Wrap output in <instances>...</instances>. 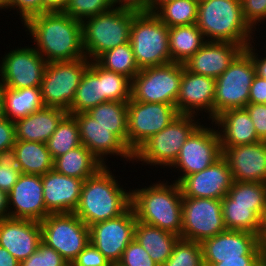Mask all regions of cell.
<instances>
[{"mask_svg":"<svg viewBox=\"0 0 266 266\" xmlns=\"http://www.w3.org/2000/svg\"><path fill=\"white\" fill-rule=\"evenodd\" d=\"M34 39L36 51L50 62L85 58L82 23L60 11L44 12L29 18L24 26Z\"/></svg>","mask_w":266,"mask_h":266,"instance_id":"obj_1","label":"cell"},{"mask_svg":"<svg viewBox=\"0 0 266 266\" xmlns=\"http://www.w3.org/2000/svg\"><path fill=\"white\" fill-rule=\"evenodd\" d=\"M116 178L106 165L83 181L79 204L74 213L88 227L117 218L131 207V190L120 186Z\"/></svg>","mask_w":266,"mask_h":266,"instance_id":"obj_2","label":"cell"},{"mask_svg":"<svg viewBox=\"0 0 266 266\" xmlns=\"http://www.w3.org/2000/svg\"><path fill=\"white\" fill-rule=\"evenodd\" d=\"M148 186L131 189V207L136 219L181 236L182 194L179 184L160 179Z\"/></svg>","mask_w":266,"mask_h":266,"instance_id":"obj_3","label":"cell"},{"mask_svg":"<svg viewBox=\"0 0 266 266\" xmlns=\"http://www.w3.org/2000/svg\"><path fill=\"white\" fill-rule=\"evenodd\" d=\"M196 25L206 41L231 42L244 48L256 43L240 0H200Z\"/></svg>","mask_w":266,"mask_h":266,"instance_id":"obj_4","label":"cell"},{"mask_svg":"<svg viewBox=\"0 0 266 266\" xmlns=\"http://www.w3.org/2000/svg\"><path fill=\"white\" fill-rule=\"evenodd\" d=\"M137 11L113 7L83 20L82 36L85 57L95 61L112 48L128 43L131 25Z\"/></svg>","mask_w":266,"mask_h":266,"instance_id":"obj_5","label":"cell"},{"mask_svg":"<svg viewBox=\"0 0 266 266\" xmlns=\"http://www.w3.org/2000/svg\"><path fill=\"white\" fill-rule=\"evenodd\" d=\"M129 41L140 70L171 63L169 27L153 12L134 16Z\"/></svg>","mask_w":266,"mask_h":266,"instance_id":"obj_6","label":"cell"},{"mask_svg":"<svg viewBox=\"0 0 266 266\" xmlns=\"http://www.w3.org/2000/svg\"><path fill=\"white\" fill-rule=\"evenodd\" d=\"M194 115L179 114L168 126L142 144L134 153L133 161L170 167L191 133L201 124ZM157 165V166H156Z\"/></svg>","mask_w":266,"mask_h":266,"instance_id":"obj_7","label":"cell"},{"mask_svg":"<svg viewBox=\"0 0 266 266\" xmlns=\"http://www.w3.org/2000/svg\"><path fill=\"white\" fill-rule=\"evenodd\" d=\"M255 76L252 56L244 49L215 79L214 118L228 109L245 108Z\"/></svg>","mask_w":266,"mask_h":266,"instance_id":"obj_8","label":"cell"},{"mask_svg":"<svg viewBox=\"0 0 266 266\" xmlns=\"http://www.w3.org/2000/svg\"><path fill=\"white\" fill-rule=\"evenodd\" d=\"M90 61L85 57L74 61L47 63L40 85L44 106L69 112Z\"/></svg>","mask_w":266,"mask_h":266,"instance_id":"obj_9","label":"cell"},{"mask_svg":"<svg viewBox=\"0 0 266 266\" xmlns=\"http://www.w3.org/2000/svg\"><path fill=\"white\" fill-rule=\"evenodd\" d=\"M42 242L57 251L69 265L89 244V227L75 213L49 214L41 222Z\"/></svg>","mask_w":266,"mask_h":266,"instance_id":"obj_10","label":"cell"},{"mask_svg":"<svg viewBox=\"0 0 266 266\" xmlns=\"http://www.w3.org/2000/svg\"><path fill=\"white\" fill-rule=\"evenodd\" d=\"M182 78V64L141 69L131 80V99L138 102L165 103L176 107Z\"/></svg>","mask_w":266,"mask_h":266,"instance_id":"obj_11","label":"cell"},{"mask_svg":"<svg viewBox=\"0 0 266 266\" xmlns=\"http://www.w3.org/2000/svg\"><path fill=\"white\" fill-rule=\"evenodd\" d=\"M226 230L221 200L182 197L180 238L202 243Z\"/></svg>","mask_w":266,"mask_h":266,"instance_id":"obj_12","label":"cell"},{"mask_svg":"<svg viewBox=\"0 0 266 266\" xmlns=\"http://www.w3.org/2000/svg\"><path fill=\"white\" fill-rule=\"evenodd\" d=\"M128 148L134 153L142 144L168 126L179 114L175 106L165 103L127 102Z\"/></svg>","mask_w":266,"mask_h":266,"instance_id":"obj_13","label":"cell"},{"mask_svg":"<svg viewBox=\"0 0 266 266\" xmlns=\"http://www.w3.org/2000/svg\"><path fill=\"white\" fill-rule=\"evenodd\" d=\"M211 123L212 128L200 124L187 138L177 159L169 167L182 172L174 182L178 183L185 176L205 170L222 156L219 134Z\"/></svg>","mask_w":266,"mask_h":266,"instance_id":"obj_14","label":"cell"},{"mask_svg":"<svg viewBox=\"0 0 266 266\" xmlns=\"http://www.w3.org/2000/svg\"><path fill=\"white\" fill-rule=\"evenodd\" d=\"M1 59L0 84L3 88L40 87L47 62L34 47L20 46L5 53Z\"/></svg>","mask_w":266,"mask_h":266,"instance_id":"obj_15","label":"cell"},{"mask_svg":"<svg viewBox=\"0 0 266 266\" xmlns=\"http://www.w3.org/2000/svg\"><path fill=\"white\" fill-rule=\"evenodd\" d=\"M137 219L132 207L117 218L89 226L90 242L106 257L111 265L118 264L124 250L134 239Z\"/></svg>","mask_w":266,"mask_h":266,"instance_id":"obj_16","label":"cell"},{"mask_svg":"<svg viewBox=\"0 0 266 266\" xmlns=\"http://www.w3.org/2000/svg\"><path fill=\"white\" fill-rule=\"evenodd\" d=\"M215 88L214 78L192 73L182 64V78L176 99L178 114L197 117L200 113L203 115V112H206L209 115L207 119L212 121L214 119Z\"/></svg>","mask_w":266,"mask_h":266,"instance_id":"obj_17","label":"cell"},{"mask_svg":"<svg viewBox=\"0 0 266 266\" xmlns=\"http://www.w3.org/2000/svg\"><path fill=\"white\" fill-rule=\"evenodd\" d=\"M80 133L81 143L100 161L103 166L107 164V155H116L129 163L133 161V153L128 146L111 129L103 127L86 112L73 114Z\"/></svg>","mask_w":266,"mask_h":266,"instance_id":"obj_18","label":"cell"},{"mask_svg":"<svg viewBox=\"0 0 266 266\" xmlns=\"http://www.w3.org/2000/svg\"><path fill=\"white\" fill-rule=\"evenodd\" d=\"M203 263H219V259H242V256H266L258 244L257 234L226 230L201 243Z\"/></svg>","mask_w":266,"mask_h":266,"instance_id":"obj_19","label":"cell"},{"mask_svg":"<svg viewBox=\"0 0 266 266\" xmlns=\"http://www.w3.org/2000/svg\"><path fill=\"white\" fill-rule=\"evenodd\" d=\"M228 162L221 156L203 171L183 177L179 182L182 197L221 200L232 187Z\"/></svg>","mask_w":266,"mask_h":266,"instance_id":"obj_20","label":"cell"},{"mask_svg":"<svg viewBox=\"0 0 266 266\" xmlns=\"http://www.w3.org/2000/svg\"><path fill=\"white\" fill-rule=\"evenodd\" d=\"M8 207L9 217L15 219L41 222L49 215L43 199L42 175L21 173L8 193Z\"/></svg>","mask_w":266,"mask_h":266,"instance_id":"obj_21","label":"cell"},{"mask_svg":"<svg viewBox=\"0 0 266 266\" xmlns=\"http://www.w3.org/2000/svg\"><path fill=\"white\" fill-rule=\"evenodd\" d=\"M233 181L266 183V141L221 147Z\"/></svg>","mask_w":266,"mask_h":266,"instance_id":"obj_22","label":"cell"},{"mask_svg":"<svg viewBox=\"0 0 266 266\" xmlns=\"http://www.w3.org/2000/svg\"><path fill=\"white\" fill-rule=\"evenodd\" d=\"M41 242L40 222L10 217L0 221V246L19 262L32 255Z\"/></svg>","mask_w":266,"mask_h":266,"instance_id":"obj_23","label":"cell"},{"mask_svg":"<svg viewBox=\"0 0 266 266\" xmlns=\"http://www.w3.org/2000/svg\"><path fill=\"white\" fill-rule=\"evenodd\" d=\"M83 181L60 174L54 169L42 175L46 210L50 214L74 213L79 204Z\"/></svg>","mask_w":266,"mask_h":266,"instance_id":"obj_24","label":"cell"},{"mask_svg":"<svg viewBox=\"0 0 266 266\" xmlns=\"http://www.w3.org/2000/svg\"><path fill=\"white\" fill-rule=\"evenodd\" d=\"M244 49L231 42L206 41L184 67L192 73L216 79Z\"/></svg>","mask_w":266,"mask_h":266,"instance_id":"obj_25","label":"cell"},{"mask_svg":"<svg viewBox=\"0 0 266 266\" xmlns=\"http://www.w3.org/2000/svg\"><path fill=\"white\" fill-rule=\"evenodd\" d=\"M212 122L214 126H218L221 147H235L261 141L245 108L223 111Z\"/></svg>","mask_w":266,"mask_h":266,"instance_id":"obj_26","label":"cell"},{"mask_svg":"<svg viewBox=\"0 0 266 266\" xmlns=\"http://www.w3.org/2000/svg\"><path fill=\"white\" fill-rule=\"evenodd\" d=\"M67 113L59 108L44 106L26 117L17 119L14 121L16 141L47 143Z\"/></svg>","mask_w":266,"mask_h":266,"instance_id":"obj_27","label":"cell"},{"mask_svg":"<svg viewBox=\"0 0 266 266\" xmlns=\"http://www.w3.org/2000/svg\"><path fill=\"white\" fill-rule=\"evenodd\" d=\"M9 157L24 174L44 175L54 167L46 143L16 141Z\"/></svg>","mask_w":266,"mask_h":266,"instance_id":"obj_28","label":"cell"},{"mask_svg":"<svg viewBox=\"0 0 266 266\" xmlns=\"http://www.w3.org/2000/svg\"><path fill=\"white\" fill-rule=\"evenodd\" d=\"M180 236L137 220L134 239L147 251L157 265L162 266L172 254Z\"/></svg>","mask_w":266,"mask_h":266,"instance_id":"obj_29","label":"cell"},{"mask_svg":"<svg viewBox=\"0 0 266 266\" xmlns=\"http://www.w3.org/2000/svg\"><path fill=\"white\" fill-rule=\"evenodd\" d=\"M103 102V68L95 61H90L76 89L68 114L87 112Z\"/></svg>","mask_w":266,"mask_h":266,"instance_id":"obj_30","label":"cell"},{"mask_svg":"<svg viewBox=\"0 0 266 266\" xmlns=\"http://www.w3.org/2000/svg\"><path fill=\"white\" fill-rule=\"evenodd\" d=\"M221 201L223 220L227 230L246 231L258 235L266 205L234 204V200L227 195Z\"/></svg>","mask_w":266,"mask_h":266,"instance_id":"obj_31","label":"cell"},{"mask_svg":"<svg viewBox=\"0 0 266 266\" xmlns=\"http://www.w3.org/2000/svg\"><path fill=\"white\" fill-rule=\"evenodd\" d=\"M102 167L100 161L81 144L55 158L53 169L60 174L86 180Z\"/></svg>","mask_w":266,"mask_h":266,"instance_id":"obj_32","label":"cell"},{"mask_svg":"<svg viewBox=\"0 0 266 266\" xmlns=\"http://www.w3.org/2000/svg\"><path fill=\"white\" fill-rule=\"evenodd\" d=\"M206 42L196 24L169 28L171 62L184 64Z\"/></svg>","mask_w":266,"mask_h":266,"instance_id":"obj_33","label":"cell"},{"mask_svg":"<svg viewBox=\"0 0 266 266\" xmlns=\"http://www.w3.org/2000/svg\"><path fill=\"white\" fill-rule=\"evenodd\" d=\"M5 117L16 121L44 107L40 87L3 88Z\"/></svg>","mask_w":266,"mask_h":266,"instance_id":"obj_34","label":"cell"},{"mask_svg":"<svg viewBox=\"0 0 266 266\" xmlns=\"http://www.w3.org/2000/svg\"><path fill=\"white\" fill-rule=\"evenodd\" d=\"M128 101H107L103 102L86 113L96 120L100 125L111 129L127 146V124H128Z\"/></svg>","mask_w":266,"mask_h":266,"instance_id":"obj_35","label":"cell"},{"mask_svg":"<svg viewBox=\"0 0 266 266\" xmlns=\"http://www.w3.org/2000/svg\"><path fill=\"white\" fill-rule=\"evenodd\" d=\"M95 62L103 69L122 74L130 80L140 71L130 41L106 51Z\"/></svg>","mask_w":266,"mask_h":266,"instance_id":"obj_36","label":"cell"},{"mask_svg":"<svg viewBox=\"0 0 266 266\" xmlns=\"http://www.w3.org/2000/svg\"><path fill=\"white\" fill-rule=\"evenodd\" d=\"M46 144L53 159L80 146L82 143L75 117L67 113Z\"/></svg>","mask_w":266,"mask_h":266,"instance_id":"obj_37","label":"cell"},{"mask_svg":"<svg viewBox=\"0 0 266 266\" xmlns=\"http://www.w3.org/2000/svg\"><path fill=\"white\" fill-rule=\"evenodd\" d=\"M198 0H173L162 4L154 14L169 28L197 22Z\"/></svg>","mask_w":266,"mask_h":266,"instance_id":"obj_38","label":"cell"},{"mask_svg":"<svg viewBox=\"0 0 266 266\" xmlns=\"http://www.w3.org/2000/svg\"><path fill=\"white\" fill-rule=\"evenodd\" d=\"M162 266H204L201 243L179 238Z\"/></svg>","mask_w":266,"mask_h":266,"instance_id":"obj_39","label":"cell"},{"mask_svg":"<svg viewBox=\"0 0 266 266\" xmlns=\"http://www.w3.org/2000/svg\"><path fill=\"white\" fill-rule=\"evenodd\" d=\"M227 196L234 204L266 205V183L233 181Z\"/></svg>","mask_w":266,"mask_h":266,"instance_id":"obj_40","label":"cell"},{"mask_svg":"<svg viewBox=\"0 0 266 266\" xmlns=\"http://www.w3.org/2000/svg\"><path fill=\"white\" fill-rule=\"evenodd\" d=\"M104 102L129 101L131 99V80L119 73L103 69Z\"/></svg>","mask_w":266,"mask_h":266,"instance_id":"obj_41","label":"cell"},{"mask_svg":"<svg viewBox=\"0 0 266 266\" xmlns=\"http://www.w3.org/2000/svg\"><path fill=\"white\" fill-rule=\"evenodd\" d=\"M113 7V0H70L63 12L82 22Z\"/></svg>","mask_w":266,"mask_h":266,"instance_id":"obj_42","label":"cell"},{"mask_svg":"<svg viewBox=\"0 0 266 266\" xmlns=\"http://www.w3.org/2000/svg\"><path fill=\"white\" fill-rule=\"evenodd\" d=\"M20 266H70L69 263L53 248L41 242L38 249Z\"/></svg>","mask_w":266,"mask_h":266,"instance_id":"obj_43","label":"cell"},{"mask_svg":"<svg viewBox=\"0 0 266 266\" xmlns=\"http://www.w3.org/2000/svg\"><path fill=\"white\" fill-rule=\"evenodd\" d=\"M119 266H159L135 239L124 250Z\"/></svg>","mask_w":266,"mask_h":266,"instance_id":"obj_44","label":"cell"},{"mask_svg":"<svg viewBox=\"0 0 266 266\" xmlns=\"http://www.w3.org/2000/svg\"><path fill=\"white\" fill-rule=\"evenodd\" d=\"M240 1L243 11V16L246 22L254 31H257L256 30L257 24L259 28L260 24L264 23V21L266 20V0H240Z\"/></svg>","mask_w":266,"mask_h":266,"instance_id":"obj_45","label":"cell"},{"mask_svg":"<svg viewBox=\"0 0 266 266\" xmlns=\"http://www.w3.org/2000/svg\"><path fill=\"white\" fill-rule=\"evenodd\" d=\"M16 9L20 20L24 24L29 18L45 12V6L42 0H5L4 9ZM19 10V11H18Z\"/></svg>","mask_w":266,"mask_h":266,"instance_id":"obj_46","label":"cell"},{"mask_svg":"<svg viewBox=\"0 0 266 266\" xmlns=\"http://www.w3.org/2000/svg\"><path fill=\"white\" fill-rule=\"evenodd\" d=\"M70 266H111V263L91 242H89Z\"/></svg>","mask_w":266,"mask_h":266,"instance_id":"obj_47","label":"cell"},{"mask_svg":"<svg viewBox=\"0 0 266 266\" xmlns=\"http://www.w3.org/2000/svg\"><path fill=\"white\" fill-rule=\"evenodd\" d=\"M21 174L20 169L9 157L0 163V190L9 193Z\"/></svg>","mask_w":266,"mask_h":266,"instance_id":"obj_48","label":"cell"},{"mask_svg":"<svg viewBox=\"0 0 266 266\" xmlns=\"http://www.w3.org/2000/svg\"><path fill=\"white\" fill-rule=\"evenodd\" d=\"M15 143V123L5 117L0 120V153L10 156Z\"/></svg>","mask_w":266,"mask_h":266,"instance_id":"obj_49","label":"cell"},{"mask_svg":"<svg viewBox=\"0 0 266 266\" xmlns=\"http://www.w3.org/2000/svg\"><path fill=\"white\" fill-rule=\"evenodd\" d=\"M245 109L255 126L258 138L266 141V104L248 103Z\"/></svg>","mask_w":266,"mask_h":266,"instance_id":"obj_50","label":"cell"},{"mask_svg":"<svg viewBox=\"0 0 266 266\" xmlns=\"http://www.w3.org/2000/svg\"><path fill=\"white\" fill-rule=\"evenodd\" d=\"M266 256H242V259H219V263H204V266H265Z\"/></svg>","mask_w":266,"mask_h":266,"instance_id":"obj_51","label":"cell"},{"mask_svg":"<svg viewBox=\"0 0 266 266\" xmlns=\"http://www.w3.org/2000/svg\"><path fill=\"white\" fill-rule=\"evenodd\" d=\"M255 104H266V79L257 74L250 87L249 102Z\"/></svg>","mask_w":266,"mask_h":266,"instance_id":"obj_52","label":"cell"},{"mask_svg":"<svg viewBox=\"0 0 266 266\" xmlns=\"http://www.w3.org/2000/svg\"><path fill=\"white\" fill-rule=\"evenodd\" d=\"M149 3L150 0H113L114 7L137 12H149Z\"/></svg>","mask_w":266,"mask_h":266,"instance_id":"obj_53","label":"cell"},{"mask_svg":"<svg viewBox=\"0 0 266 266\" xmlns=\"http://www.w3.org/2000/svg\"><path fill=\"white\" fill-rule=\"evenodd\" d=\"M245 50L252 56L256 67V74L259 77L266 79V50L264 51L265 57L258 55L259 53L256 52L257 48L255 49V45L251 43L245 48Z\"/></svg>","mask_w":266,"mask_h":266,"instance_id":"obj_54","label":"cell"},{"mask_svg":"<svg viewBox=\"0 0 266 266\" xmlns=\"http://www.w3.org/2000/svg\"><path fill=\"white\" fill-rule=\"evenodd\" d=\"M45 12H63L70 0H42Z\"/></svg>","mask_w":266,"mask_h":266,"instance_id":"obj_55","label":"cell"},{"mask_svg":"<svg viewBox=\"0 0 266 266\" xmlns=\"http://www.w3.org/2000/svg\"><path fill=\"white\" fill-rule=\"evenodd\" d=\"M0 266H20V262L6 248L0 246Z\"/></svg>","mask_w":266,"mask_h":266,"instance_id":"obj_56","label":"cell"},{"mask_svg":"<svg viewBox=\"0 0 266 266\" xmlns=\"http://www.w3.org/2000/svg\"><path fill=\"white\" fill-rule=\"evenodd\" d=\"M9 218L8 193L0 190V221Z\"/></svg>","mask_w":266,"mask_h":266,"instance_id":"obj_57","label":"cell"},{"mask_svg":"<svg viewBox=\"0 0 266 266\" xmlns=\"http://www.w3.org/2000/svg\"><path fill=\"white\" fill-rule=\"evenodd\" d=\"M257 237H258V244L260 245L262 250L266 253V211L262 215L261 227Z\"/></svg>","mask_w":266,"mask_h":266,"instance_id":"obj_58","label":"cell"},{"mask_svg":"<svg viewBox=\"0 0 266 266\" xmlns=\"http://www.w3.org/2000/svg\"><path fill=\"white\" fill-rule=\"evenodd\" d=\"M173 0H150L149 12H155L162 4Z\"/></svg>","mask_w":266,"mask_h":266,"instance_id":"obj_59","label":"cell"},{"mask_svg":"<svg viewBox=\"0 0 266 266\" xmlns=\"http://www.w3.org/2000/svg\"><path fill=\"white\" fill-rule=\"evenodd\" d=\"M5 118L3 86L0 84V120Z\"/></svg>","mask_w":266,"mask_h":266,"instance_id":"obj_60","label":"cell"},{"mask_svg":"<svg viewBox=\"0 0 266 266\" xmlns=\"http://www.w3.org/2000/svg\"><path fill=\"white\" fill-rule=\"evenodd\" d=\"M5 7V0H0V9L3 10Z\"/></svg>","mask_w":266,"mask_h":266,"instance_id":"obj_61","label":"cell"},{"mask_svg":"<svg viewBox=\"0 0 266 266\" xmlns=\"http://www.w3.org/2000/svg\"><path fill=\"white\" fill-rule=\"evenodd\" d=\"M6 156L2 153H0V163L3 161V159L5 158Z\"/></svg>","mask_w":266,"mask_h":266,"instance_id":"obj_62","label":"cell"}]
</instances>
